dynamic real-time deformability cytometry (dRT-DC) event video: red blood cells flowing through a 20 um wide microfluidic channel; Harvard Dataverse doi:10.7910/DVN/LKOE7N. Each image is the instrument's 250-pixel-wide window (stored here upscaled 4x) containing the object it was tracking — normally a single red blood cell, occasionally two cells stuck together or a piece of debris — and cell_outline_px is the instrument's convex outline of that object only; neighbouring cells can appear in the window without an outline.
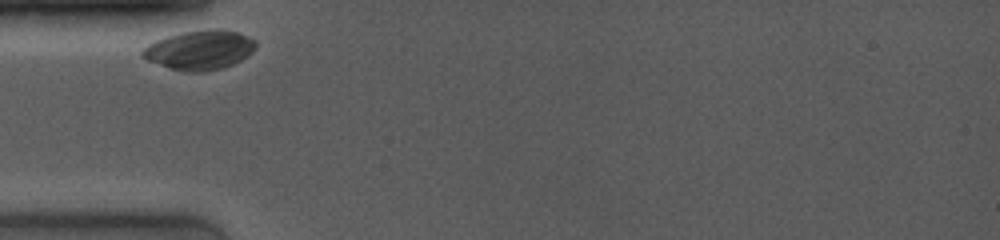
{"species": "common noctule bat (a hibernating species)", "species_latin": "Nyctalus noctula", "temperature_condition": "room temperature", "stored_images_in_passage": 14, "camera_frame_rate_fps": 4000, "um_per_image_px": 0.085, "animal": {"sex": "female", "body_mass_g": 19.0, "forearm_length_mm": 53.3}, "frame": {"image": 1, "passage_image": 1, "time_ms": 0.0, "image_size_px": [1000, 240], "cell_outline_px": [[256, 48], [248, 56], [232, 64], [220, 68], [204, 72], [184, 72], [148, 60], [140, 56], [140, 52], [148, 44], [156, 40], [168, 36], [184, 32], [208, 28], [220, 28], [236, 32], [256, 40]], "centroid_in_image_um": [16.98, 4.24], "position_along_channel_um": 68.0, "area_um2": 25.95}}
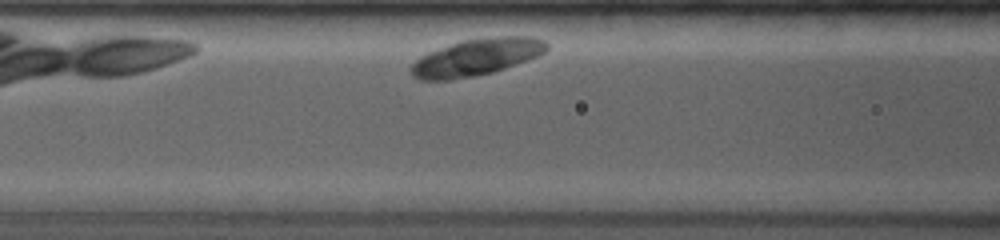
{"frame": {"image": 2, "passage_image": 8, "time_ms": 1.75, "image_size_px": [1000, 240], "cell_outline_px": [[548, 48], [544, 52], [536, 56], [504, 68], [492, 72], [476, 76], [452, 80], [420, 80], [412, 76], [408, 68], [420, 56], [428, 52], [464, 40], [492, 36], [528, 36], [544, 40], [548, 44]], "centroid_in_image_um": [40.45, 4.87], "position_along_channel_um": 126.1, "area_um2": 29.02}}